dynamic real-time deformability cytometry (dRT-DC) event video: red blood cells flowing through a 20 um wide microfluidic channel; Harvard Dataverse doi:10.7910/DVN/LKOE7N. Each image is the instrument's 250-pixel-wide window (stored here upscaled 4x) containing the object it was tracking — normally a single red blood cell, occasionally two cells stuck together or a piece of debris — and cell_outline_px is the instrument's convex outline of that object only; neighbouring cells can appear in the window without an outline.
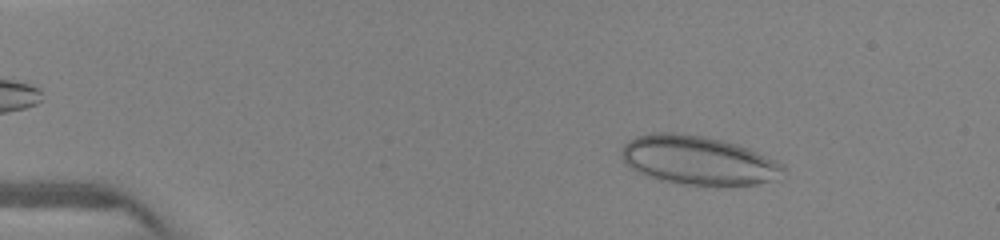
{"species": "human", "species_latin": "Homo sapiens", "temperature_condition": "warm", "stored_images_in_passage": 50, "camera_frame_rate_fps": 3000, "um_per_image_px": 0.085, "donor": {"sex": "female"}, "frame": {"image": 1, "passage_image": 10, "time_ms": 2.0, "image_size_px": [1000, 240], "cell_outline_px": [[784, 168], [780, 180], [756, 184], [720, 188], [716, 188], [684, 184], [660, 180], [636, 172], [620, 156], [620, 152], [624, 144], [636, 136], [656, 132], [672, 132], [704, 136], [724, 140], [748, 148], [784, 164]], "centroid_in_image_um": [59.39, 13.66], "position_along_channel_um": 25.6, "area_um2": 46.93}}
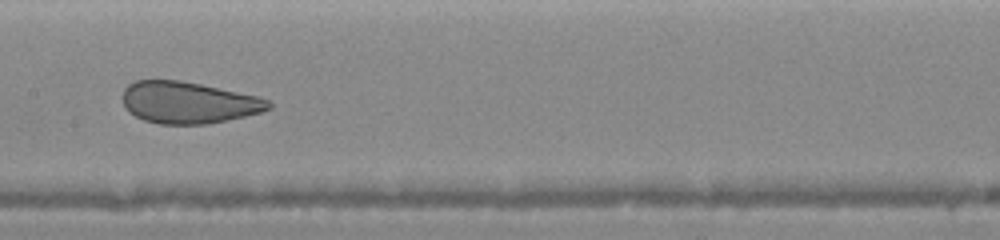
{"frame": {"image": 2, "passage_image": 28, "time_ms": 7.667, "image_size_px": [1000, 240], "cell_outline_px": [[272, 108], [260, 112], [228, 120], [208, 124], [160, 124], [144, 120], [128, 112], [124, 108], [124, 88], [128, 84], [136, 80], [180, 80], [260, 96], [268, 100], [272, 104]], "centroid_in_image_um": [16.02, 8.72], "position_along_channel_um": 191.4, "area_um2": 35.55}}
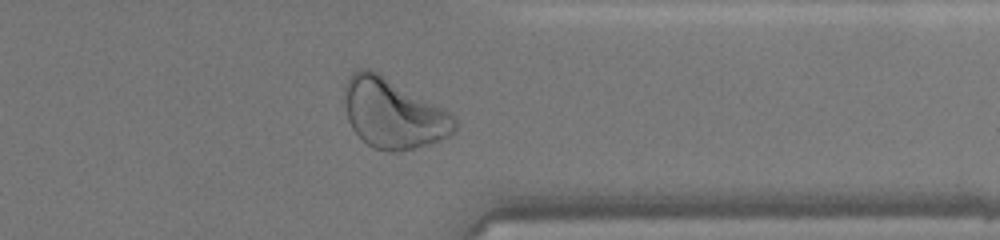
{"frame": {"image": 3, "passage_image": 49, "time_ms": 12.0, "image_size_px": [1000, 240], "cell_outline_px": [[456, 132], [452, 136], [428, 144], [400, 152], [388, 152], [372, 148], [352, 128], [348, 120], [344, 100], [344, 84], [348, 76], [352, 72], [360, 68], [372, 68], [380, 72], [444, 108], [456, 116]], "centroid_in_image_um": [33.43, 9.62], "position_along_channel_um": 378.0, "area_um2": 45.55}}